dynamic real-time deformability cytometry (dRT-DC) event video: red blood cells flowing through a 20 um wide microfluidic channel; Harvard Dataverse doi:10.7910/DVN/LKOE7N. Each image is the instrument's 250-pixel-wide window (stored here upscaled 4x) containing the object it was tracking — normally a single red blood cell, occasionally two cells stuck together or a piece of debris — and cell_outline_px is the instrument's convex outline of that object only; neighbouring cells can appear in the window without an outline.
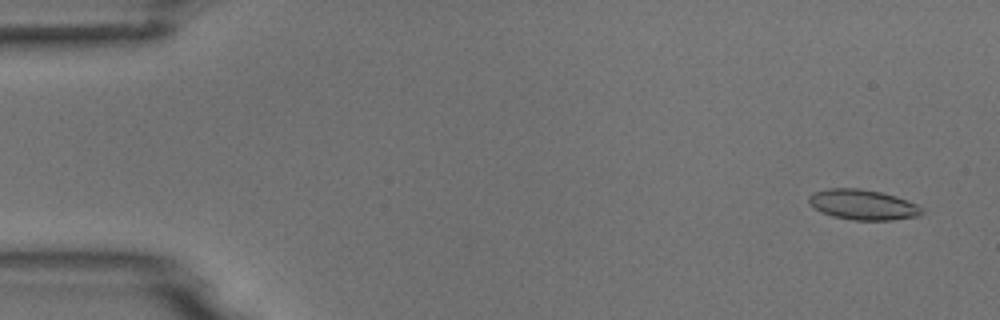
{"species": "common noctule bat (a hibernating species)", "species_latin": "Nyctalus noctula", "temperature_condition": "room temperature", "stored_images_in_passage": 49, "camera_frame_rate_fps": 3000, "um_per_image_px": 0.085, "animal": {"sex": "male", "body_mass_g": 18.8}, "frame": {"image": 1, "passage_image": 3, "time_ms": 0.667, "image_size_px": [1000, 320], "cell_outline_px": [[924, 212], [920, 216], [892, 220], [852, 220], [832, 216], [808, 204], [808, 196], [812, 192], [828, 188], [860, 188], [880, 192], [896, 196], [916, 204], [924, 208]], "centroid_in_image_um": [73.35, 17.39], "position_along_channel_um": 11.6, "area_um2": 20.06}}
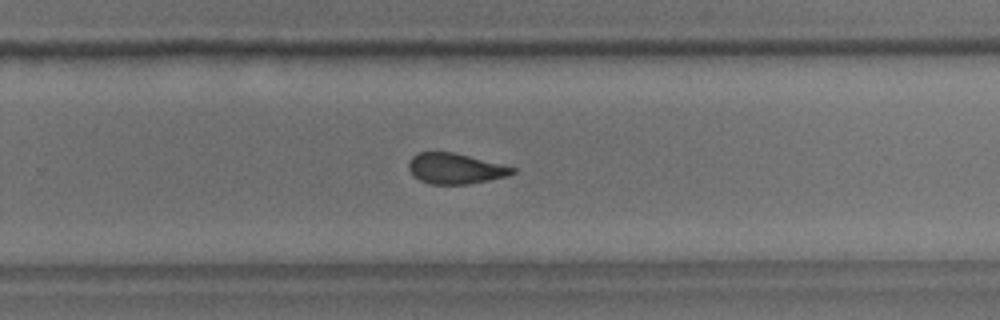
{"frame": {"image": 2, "passage_image": 35, "time_ms": 11.333, "image_size_px": [1000, 320], "cell_outline_px": [[516, 172], [508, 176], [468, 184], [428, 184], [412, 176], [408, 168], [408, 164], [412, 156], [416, 152], [452, 152], [516, 168]], "centroid_in_image_um": [38.65, 14.33], "position_along_channel_um": 291.1, "area_um2": 18.44}}
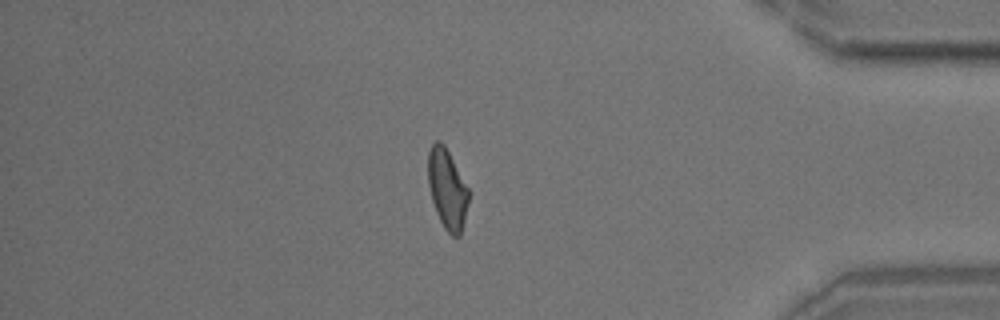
{"frame": {"image": 3, "passage_image": 46, "time_ms": 15.0, "image_size_px": [1000, 320], "cell_outline_px": [[472, 192], [460, 236], [452, 236], [444, 228], [436, 212], [432, 200], [428, 184], [428, 152], [432, 144], [436, 140], [440, 140], [444, 144]], "centroid_in_image_um": [38.05, 16.05], "position_along_channel_um": 397.2, "area_um2": 19.31}, "authors_computed_cell_mechanics": {"area_um2": 19.5364, "velocity_mm_per_s": 3.7638, "shape_relaxation_time_tau1_ms": 7.3801, "shape_relaxation_time_tau2_ms": 2.3737, "deformation_change_tau1": 0.1564, "deformation_change_tau2": 0.1005}}